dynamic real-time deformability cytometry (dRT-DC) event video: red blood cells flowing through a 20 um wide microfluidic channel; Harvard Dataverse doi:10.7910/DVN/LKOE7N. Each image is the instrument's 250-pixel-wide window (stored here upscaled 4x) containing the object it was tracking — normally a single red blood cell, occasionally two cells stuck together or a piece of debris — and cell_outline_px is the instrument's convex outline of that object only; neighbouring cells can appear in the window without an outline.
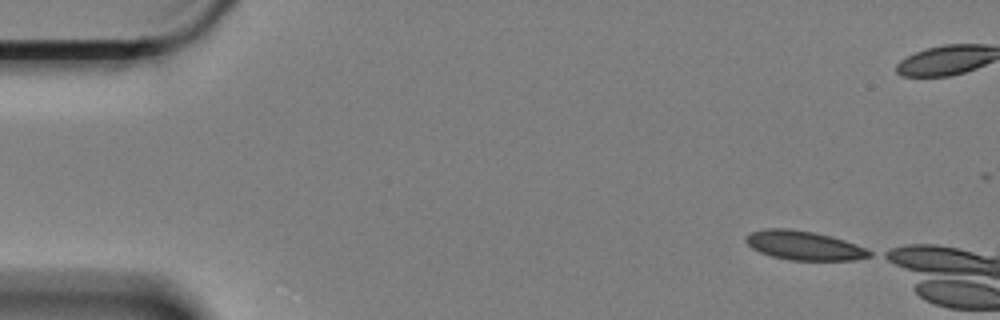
{"species": "Egyptian fruit bat (a non-hibernating species)", "species_latin": "Rousettus aegyptiacus", "temperature_condition": "cold", "stored_images_in_passage": 5, "camera_frame_rate_fps": 3000, "um_per_image_px": 0.085, "animal": {"sex": "female"}, "frame": {"image": 1, "passage_image": 1, "time_ms": 0.0, "image_size_px": [1000, 320], "cell_outline_px": [[872, 256], [856, 260], [788, 260], [772, 256], [760, 252], [752, 248], [744, 240], [752, 232], [768, 228], [788, 228], [812, 232], [832, 236], [856, 244], [872, 252]], "centroid_in_image_um": [68.36, 20.87], "position_along_channel_um": 16.6, "area_um2": 20.81}}